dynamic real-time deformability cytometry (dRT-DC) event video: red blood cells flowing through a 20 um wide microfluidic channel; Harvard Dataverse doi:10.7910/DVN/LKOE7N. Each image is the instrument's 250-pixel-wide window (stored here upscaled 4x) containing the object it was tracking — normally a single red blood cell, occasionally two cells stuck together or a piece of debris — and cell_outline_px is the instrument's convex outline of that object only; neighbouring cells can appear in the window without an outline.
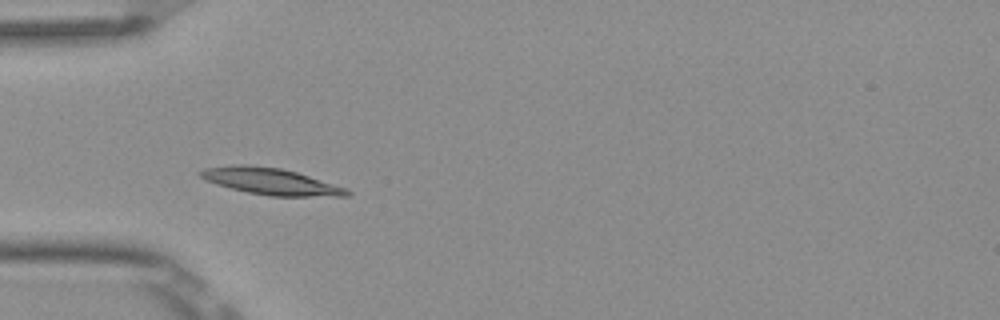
{"species": "Egyptian fruit bat (a non-hibernating species)", "species_latin": "Rousettus aegyptiacus", "temperature_condition": "room temperature", "stored_images_in_passage": 9, "camera_frame_rate_fps": 3000, "um_per_image_px": 0.085, "frame": {"image": 1, "passage_image": 4, "time_ms": 1.0, "image_size_px": [1000, 320], "cell_outline_px": [[352, 192], [348, 196], [268, 196], [248, 192], [216, 184], [204, 180], [196, 172], [204, 168], [236, 164], [244, 164], [280, 168], [296, 172], [348, 188]], "centroid_in_image_um": [23.0, 15.41], "position_along_channel_um": 62.0, "area_um2": 22.72}}
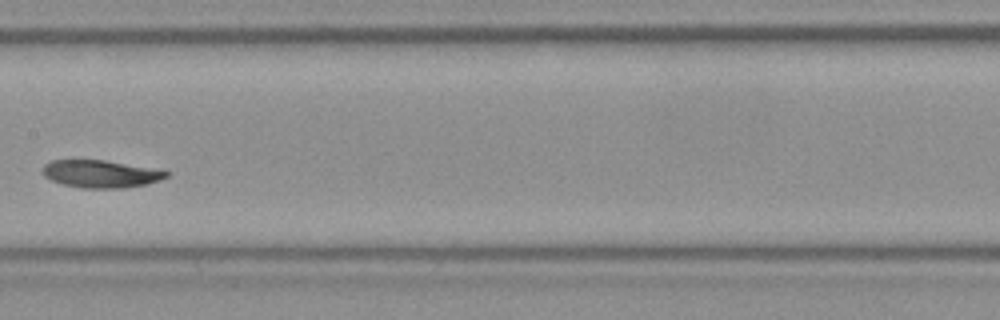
{"frame": {"image": 2, "passage_image": 7, "time_ms": 2.0, "image_size_px": [1000, 320], "cell_outline_px": [[168, 176], [160, 180], [148, 184], [124, 188], [80, 188], [64, 184], [52, 180], [44, 176], [40, 172], [40, 168], [44, 164], [52, 160], [104, 160], [164, 168], [168, 172]], "centroid_in_image_um": [8.62, 14.76], "position_along_channel_um": 198.8, "area_um2": 20.4}}
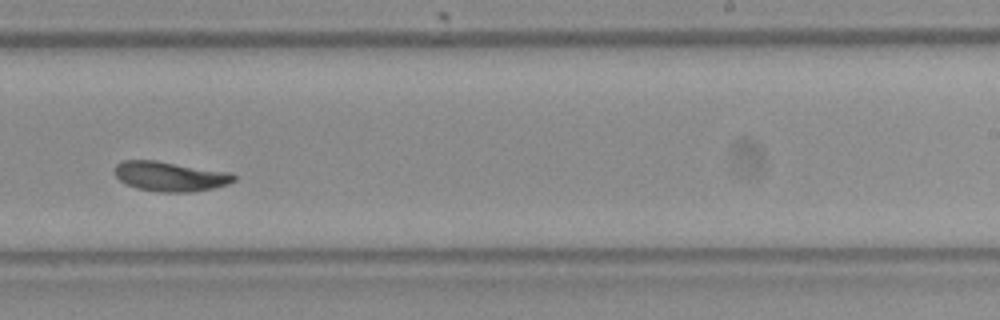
{"frame": {"image": 3, "passage_image": 9, "time_ms": 2.667, "image_size_px": [1000, 320], "cell_outline_px": [[236, 180], [228, 184], [212, 188], [192, 192], [160, 192], [136, 188], [124, 184], [116, 176], [116, 164], [124, 160], [156, 160], [232, 172], [236, 176]], "centroid_in_image_um": [14.49, 14.99], "position_along_channel_um": 274.5, "area_um2": 20.81}}